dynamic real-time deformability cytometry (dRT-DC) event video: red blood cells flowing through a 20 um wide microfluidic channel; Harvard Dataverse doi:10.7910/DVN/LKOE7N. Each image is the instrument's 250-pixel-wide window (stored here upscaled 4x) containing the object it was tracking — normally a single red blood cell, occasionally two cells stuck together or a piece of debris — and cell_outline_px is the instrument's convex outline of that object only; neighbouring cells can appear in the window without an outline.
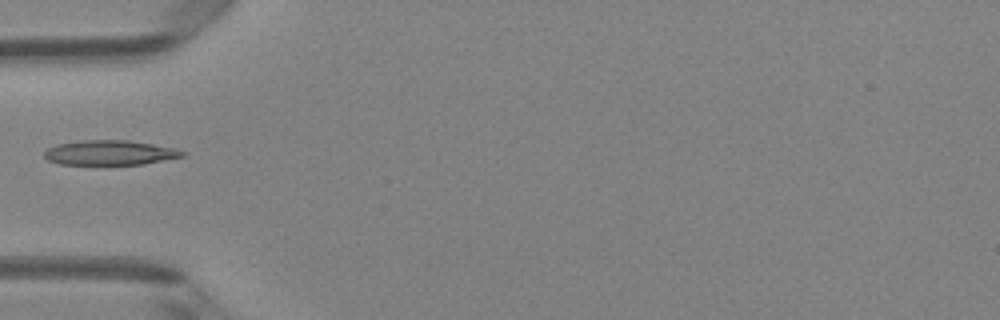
{"species": "Egyptian fruit bat (a non-hibernating species)", "species_latin": "Rousettus aegyptiacus", "temperature_condition": "room temperature", "stored_images_in_passage": 5, "camera_frame_rate_fps": 3000, "um_per_image_px": 0.085, "animal": {"sex": "female"}, "frame": {"image": 1, "passage_image": 5, "time_ms": 1.333, "image_size_px": [1000, 320], "cell_outline_px": [[188, 152], [184, 156], [144, 164], [60, 164], [48, 160], [44, 156], [44, 152], [48, 148], [56, 144], [80, 140], [128, 140], [176, 148]], "centroid_in_image_um": [9.36, 12.97], "position_along_channel_um": 75.6, "area_um2": 19.94}}